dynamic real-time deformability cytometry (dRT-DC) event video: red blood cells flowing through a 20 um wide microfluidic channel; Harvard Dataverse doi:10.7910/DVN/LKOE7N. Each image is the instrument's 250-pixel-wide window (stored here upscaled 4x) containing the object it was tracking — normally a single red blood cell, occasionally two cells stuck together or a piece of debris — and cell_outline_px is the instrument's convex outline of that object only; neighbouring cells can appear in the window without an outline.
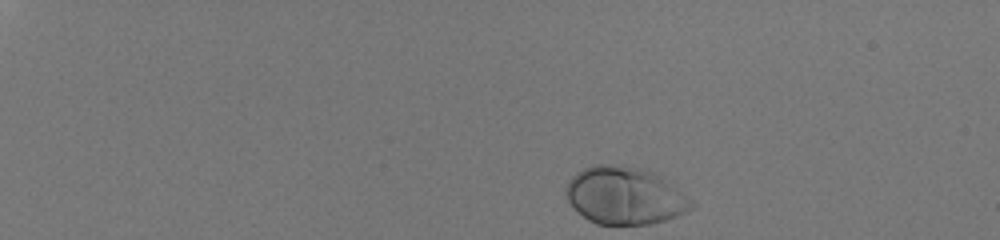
{"species": "human", "species_latin": "Homo sapiens", "temperature_condition": "room temperature", "stored_images_in_passage": 39, "camera_frame_rate_fps": 3000, "um_per_image_px": 0.085, "donor": {"sex": "male"}, "frame": {"image": 1, "passage_image": 1, "time_ms": 0.0, "image_size_px": [1000, 240], "cell_outline_px": [[696, 204], [688, 212], [664, 220], [648, 224], [596, 224], [588, 220], [572, 208], [564, 192], [568, 180], [576, 172], [592, 164], [608, 164], [648, 168], [656, 172], [688, 196]], "centroid_in_image_um": [53.1, 16.61], "position_along_channel_um": 31.9, "area_um2": 42.6}}
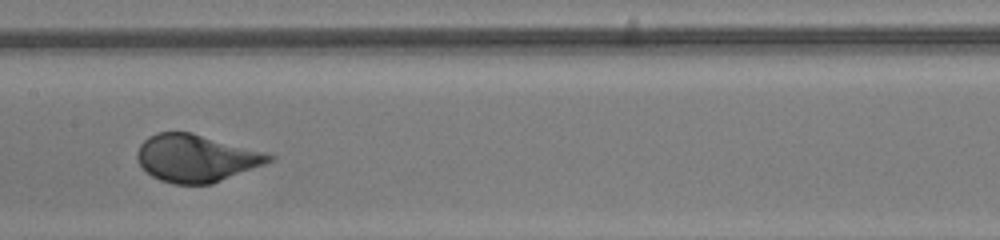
{"frame": {"image": 2, "passage_image": 23, "time_ms": 7.333, "image_size_px": [1000, 240], "cell_outline_px": [[276, 156], [272, 160], [264, 164], [212, 184], [172, 184], [160, 180], [152, 176], [140, 164], [136, 156], [136, 152], [140, 144], [148, 136], [156, 132], [192, 132], [264, 152]], "centroid_in_image_um": [16.64, 13.44], "position_along_channel_um": 190.8, "area_um2": 36.24}}
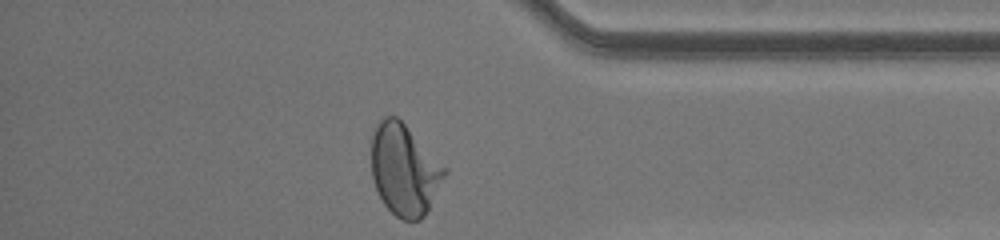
{"frame": {"image": 3, "passage_image": 39, "time_ms": 12.667, "image_size_px": [1000, 240], "cell_outline_px": [[448, 172], [424, 216], [420, 220], [404, 220], [396, 216], [384, 204], [376, 188], [372, 176], [372, 128], [376, 120], [384, 116], [396, 116], [448, 168]], "centroid_in_image_um": [34.37, 14.4], "position_along_channel_um": 400.8, "area_um2": 38.96}, "authors_computed_cell_mechanics": {"area_um2": 37.5122, "velocity_mm_per_s": 4.0765, "shape_relaxation_time_tau1_ms": 2.1754, "shape_relaxation_time_tau2_ms": null, "deformation_change_tau1": 0.1543, "deformation_change_tau2": null}}